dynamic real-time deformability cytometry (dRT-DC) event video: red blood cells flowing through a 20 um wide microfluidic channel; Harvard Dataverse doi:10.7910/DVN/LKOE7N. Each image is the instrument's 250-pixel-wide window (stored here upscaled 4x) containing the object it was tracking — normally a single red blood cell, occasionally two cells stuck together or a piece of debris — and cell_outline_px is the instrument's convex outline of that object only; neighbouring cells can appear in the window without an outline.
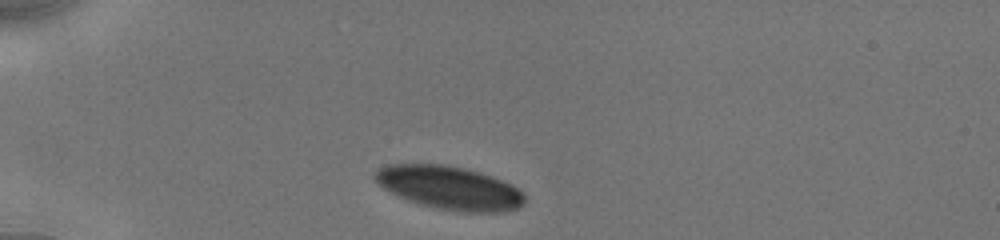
{"species": "human", "species_latin": "Homo sapiens", "temperature_condition": "cold", "stored_images_in_passage": 3, "camera_frame_rate_fps": 3000, "um_per_image_px": 0.085, "donor": {"sex": "male"}, "frame": {"image": 1, "passage_image": 1, "time_ms": 0.0, "image_size_px": [1000, 240], "cell_outline_px": [[524, 204], [516, 208], [504, 212], [456, 212], [436, 208], [420, 204], [408, 200], [384, 188], [376, 180], [376, 168], [388, 164], [444, 164], [464, 168], [480, 172], [492, 176], [512, 184], [524, 196]], "centroid_in_image_um": [38.22, 15.96], "position_along_channel_um": 46.8, "area_um2": 37.63}}
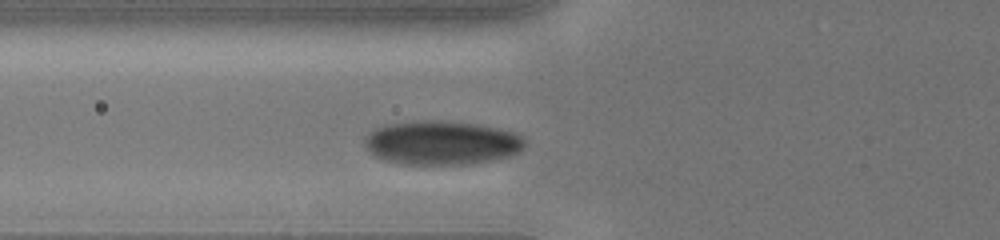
{"frame": {"image": 2, "passage_image": 3, "time_ms": 2.0, "image_size_px": [1000, 240], "cell_outline_px": [[524, 144], [520, 152], [508, 156], [492, 160], [468, 164], [400, 164], [380, 160], [364, 144], [364, 136], [376, 128], [384, 124], [424, 120], [440, 120], [480, 124], [500, 128], [524, 136]], "centroid_in_image_um": [37.53, 12.13], "position_along_channel_um": 88.3, "area_um2": 41.33}}